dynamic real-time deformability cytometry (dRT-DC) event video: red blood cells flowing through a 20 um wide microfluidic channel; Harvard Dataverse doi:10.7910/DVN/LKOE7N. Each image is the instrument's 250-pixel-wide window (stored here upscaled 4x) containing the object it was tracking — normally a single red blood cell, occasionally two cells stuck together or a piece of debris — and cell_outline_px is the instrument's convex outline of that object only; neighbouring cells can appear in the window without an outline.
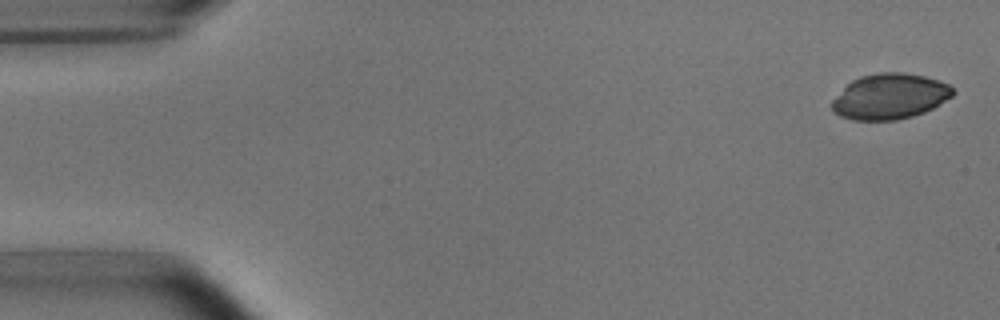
{"species": "common noctule bat (a hibernating species)", "species_latin": "Nyctalus noctula", "temperature_condition": "room temperature", "stored_images_in_passage": 6, "segment_of_instrument_passage": [2, 2], "camera_frame_rate_fps": 3000, "um_per_image_px": 0.085, "animal": {"sex": "male", "body_mass_g": 15.6}, "frame": {"image": 1, "passage_image": 6, "time_ms": 6.667, "image_size_px": [1000, 320], "cell_outline_px": [[956, 92], [952, 96], [932, 108], [924, 112], [912, 116], [896, 120], [852, 120], [840, 116], [832, 112], [832, 100], [852, 80], [860, 76], [880, 72], [900, 72], [924, 76], [948, 84]], "centroid_in_image_um": [75.61, 8.2], "position_along_channel_um": 9.4, "area_um2": 31.91}}